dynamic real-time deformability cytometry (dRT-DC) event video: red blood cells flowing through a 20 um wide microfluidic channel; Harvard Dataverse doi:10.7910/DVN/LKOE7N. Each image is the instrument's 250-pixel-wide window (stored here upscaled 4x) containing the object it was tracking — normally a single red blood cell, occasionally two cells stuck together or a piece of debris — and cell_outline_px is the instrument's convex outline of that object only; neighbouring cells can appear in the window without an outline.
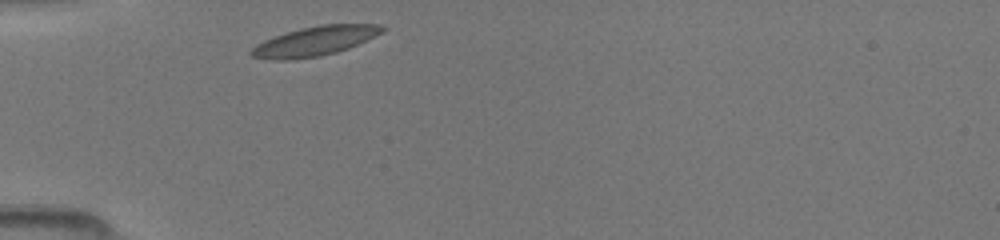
{"species": "common noctule bat (a hibernating species)", "species_latin": "Nyctalus noctula", "temperature_condition": "room temperature", "stored_images_in_passage": 28, "camera_frame_rate_fps": 3000, "um_per_image_px": 0.085, "animal": {"sex": "female", "body_mass_g": 19.5, "forearm_length_mm": 54.1}, "frame": {"image": 1, "passage_image": 1, "time_ms": 0.0, "image_size_px": [1000, 240], "cell_outline_px": [[388, 28], [384, 32], [348, 48], [336, 52], [320, 56], [288, 60], [272, 60], [252, 56], [248, 52], [256, 44], [264, 40], [300, 28], [320, 24], [376, 24]], "centroid_in_image_um": [26.77, 3.49], "position_along_channel_um": 58.2, "area_um2": 22.37}}
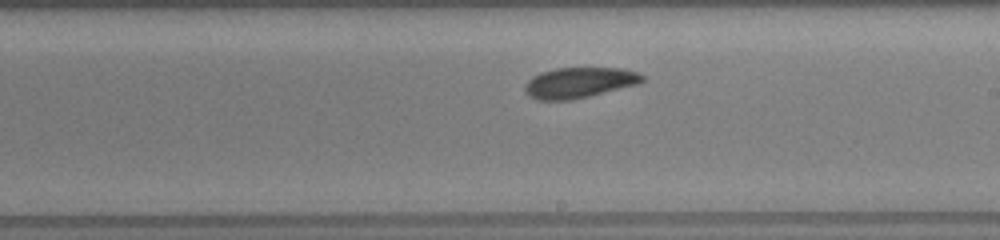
{"frame": {"image": 2, "passage_image": 15, "time_ms": 4.667, "image_size_px": [1000, 240], "cell_outline_px": [[644, 80], [640, 84], [572, 100], [536, 100], [528, 96], [524, 92], [524, 84], [532, 76], [540, 72], [556, 68], [620, 68], [636, 72], [644, 76]], "centroid_in_image_um": [49.2, 7.03], "position_along_channel_um": 239.8, "area_um2": 21.15}}
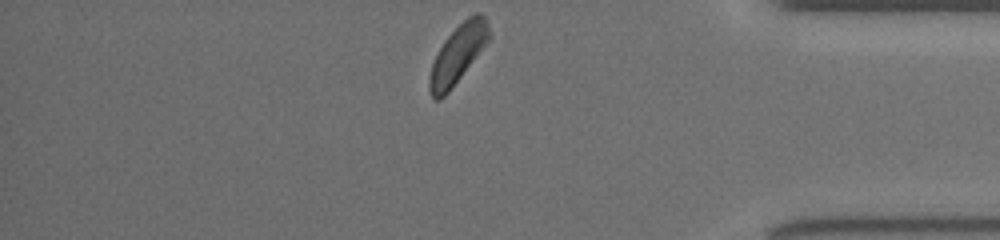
{"frame": {"image": 3, "passage_image": 28, "time_ms": 9.0, "image_size_px": [1000, 240], "cell_outline_px": [[492, 36], [448, 92], [440, 100], [436, 100], [432, 96], [428, 88], [428, 80], [432, 64], [444, 40], [468, 16], [476, 12], [480, 12], [484, 16], [488, 24]], "centroid_in_image_um": [38.92, 4.58], "position_along_channel_um": 396.3, "area_um2": 19.83}}